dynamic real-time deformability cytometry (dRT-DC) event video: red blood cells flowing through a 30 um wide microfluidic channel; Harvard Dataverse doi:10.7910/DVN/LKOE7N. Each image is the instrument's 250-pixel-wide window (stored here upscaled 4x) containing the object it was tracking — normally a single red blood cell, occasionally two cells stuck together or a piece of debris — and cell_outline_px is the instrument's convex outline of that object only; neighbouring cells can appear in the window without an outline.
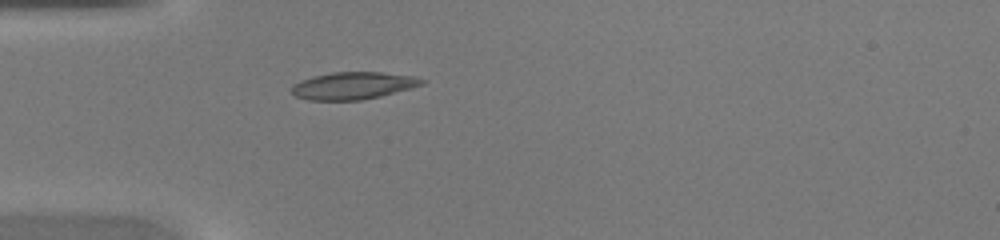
{"species": "common noctule bat (a hibernating species)", "species_latin": "Nyctalus noctula", "temperature_condition": "warm", "stored_images_in_passage": 32, "camera_frame_rate_fps": 3000, "um_per_image_px": 0.085, "animal": {"sex": "female", "body_mass_g": 20.0, "forearm_length_mm": 54.0}, "frame": {"image": 1, "passage_image": 1, "time_ms": 0.0, "image_size_px": [1000, 240], "cell_outline_px": [[428, 80], [424, 84], [412, 88], [380, 96], [360, 100], [308, 100], [296, 96], [292, 92], [292, 84], [300, 80], [312, 76], [332, 72], [380, 72], [412, 76]], "centroid_in_image_um": [30.02, 7.27], "position_along_channel_um": 55.0, "area_um2": 20.75}}
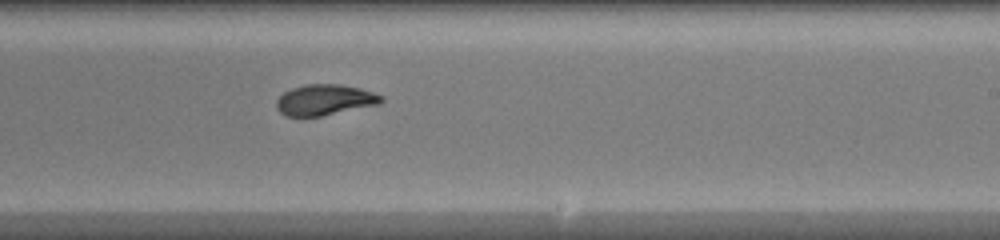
{"frame": {"image": 2, "passage_image": 15, "time_ms": 4.667, "image_size_px": [1000, 240], "cell_outline_px": [[384, 100], [380, 104], [320, 116], [284, 116], [276, 108], [276, 100], [284, 92], [292, 88], [304, 84], [340, 84], [360, 88], [384, 96]], "centroid_in_image_um": [27.6, 8.48], "position_along_channel_um": 261.4, "area_um2": 18.84}}
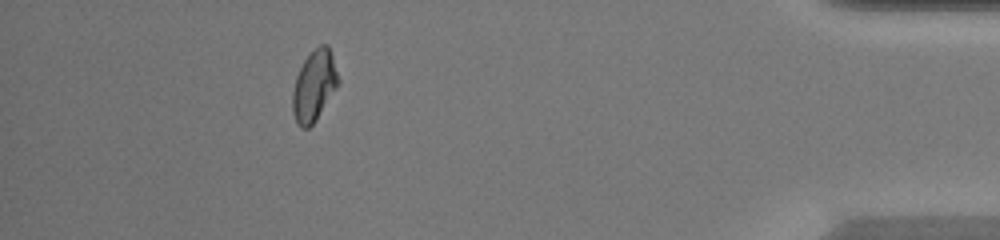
{"frame": {"image": 3, "passage_image": 28, "time_ms": 9.0, "image_size_px": [1000, 240], "cell_outline_px": [[340, 80], [336, 88], [316, 120], [308, 128], [300, 128], [296, 124], [292, 112], [292, 92], [296, 76], [304, 60], [320, 44], [328, 44]], "centroid_in_image_um": [26.68, 7.32], "position_along_channel_um": 408.5, "area_um2": 18.79}}